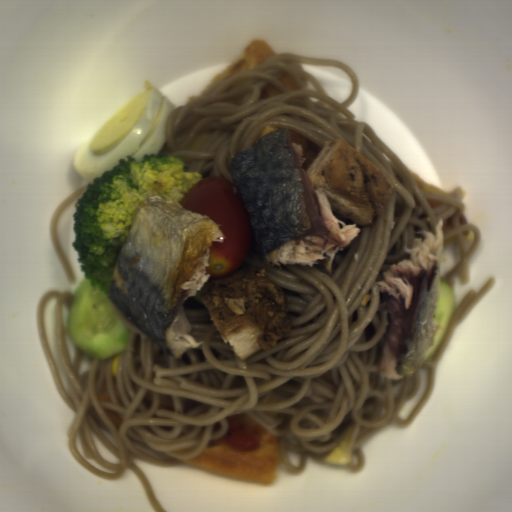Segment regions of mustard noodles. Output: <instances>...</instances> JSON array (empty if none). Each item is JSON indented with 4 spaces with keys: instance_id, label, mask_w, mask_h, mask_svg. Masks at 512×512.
<instances>
[{
    "instance_id": "1",
    "label": "mustard noodles",
    "mask_w": 512,
    "mask_h": 512,
    "mask_svg": "<svg viewBox=\"0 0 512 512\" xmlns=\"http://www.w3.org/2000/svg\"><path fill=\"white\" fill-rule=\"evenodd\" d=\"M305 63L346 71L352 81L347 100L341 104L328 96L302 71ZM359 91V76L347 64L275 53L254 70L218 80L190 103L173 108L164 124L158 153L178 156L202 179L221 177L236 186L230 174L233 158L266 133L287 129L289 141L301 146L306 173L324 142L339 138L380 166L393 185L386 207L365 227L338 215L322 188L333 216L360 228L335 253L330 271L323 260L271 264L253 232L247 257L234 273L261 270L282 290L290 326L273 348L241 359L222 341L201 298L225 277H209L183 302L189 334L199 347H188L180 358L165 354L107 297L129 328L126 349L117 354L116 377L110 369L116 355L92 358L90 369L80 373L85 354L77 348L71 360L63 318L74 293L52 289L38 301L36 325L48 368L75 415L67 436L71 454L100 479L115 481L125 470L133 472L154 512L166 511L135 461L182 465L226 434L229 417L239 414L276 438L288 474L304 475L309 459L363 472L365 444L389 426L408 429L420 415L455 330L496 281L491 277L480 292L465 294L437 351L415 374L382 377L389 329V298L379 287L383 273L411 258L403 249L414 238L424 240L421 231L437 235L441 219L442 243L456 240L460 254L458 264L439 278L453 290L454 278L462 285L469 282L481 233L465 215L464 188L456 186L447 196L422 190L370 126L349 111ZM52 297L57 300V354L68 391L44 334V308Z\"/></svg>"
},
{
    "instance_id": "2",
    "label": "mustard noodles",
    "mask_w": 512,
    "mask_h": 512,
    "mask_svg": "<svg viewBox=\"0 0 512 512\" xmlns=\"http://www.w3.org/2000/svg\"><path fill=\"white\" fill-rule=\"evenodd\" d=\"M88 186H84V187L78 189L77 191H75V192L71 193L69 196H67L64 200H62L60 202V204L58 205V207L56 208V210L54 211V213L50 219V224H49L51 245H52V247L60 261V264H61V266L71 284H75L77 276H76L74 270L72 269L70 263L68 262L65 254L59 244L58 234H57V225H58L59 218L62 216L64 211L67 209V207L69 205H71L72 203H74L75 201L81 199L84 192L88 188Z\"/></svg>"
}]
</instances>
